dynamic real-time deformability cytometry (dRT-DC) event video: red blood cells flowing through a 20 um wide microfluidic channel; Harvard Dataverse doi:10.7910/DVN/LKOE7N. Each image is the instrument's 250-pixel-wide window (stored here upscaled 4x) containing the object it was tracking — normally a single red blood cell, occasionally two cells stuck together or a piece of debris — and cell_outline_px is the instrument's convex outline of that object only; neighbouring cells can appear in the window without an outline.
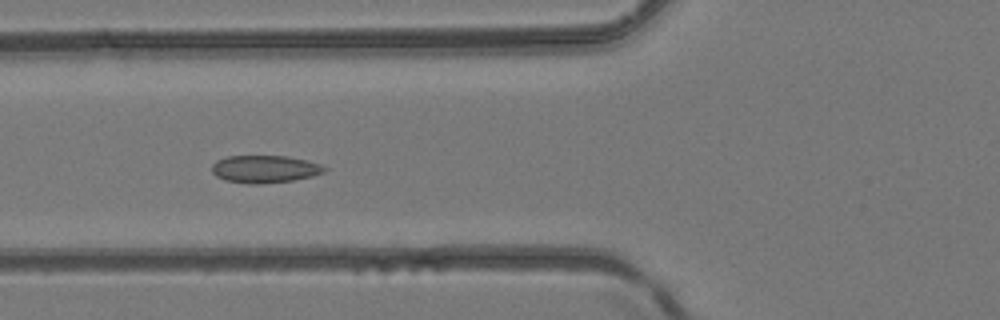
{"species": "common noctule bat (a hibernating species)", "species_latin": "Nyctalus noctula", "temperature_condition": "room temperature", "stored_images_in_passage": 5, "camera_frame_rate_fps": 3000, "um_per_image_px": 0.085, "animal": {"sex": "female", "body_mass_g": 24.6, "forearm_length_mm": 56.2}, "frame": {"image": 1, "passage_image": 4, "time_ms": 1.0, "image_size_px": [1000, 320], "cell_outline_px": [[328, 168], [324, 172], [312, 176], [292, 180], [260, 184], [248, 184], [224, 180], [216, 176], [212, 172], [212, 164], [216, 160], [228, 156], [288, 156], [308, 160], [320, 164]], "centroid_in_image_um": [22.5, 14.37], "position_along_channel_um": 103.3, "area_um2": 18.15}}
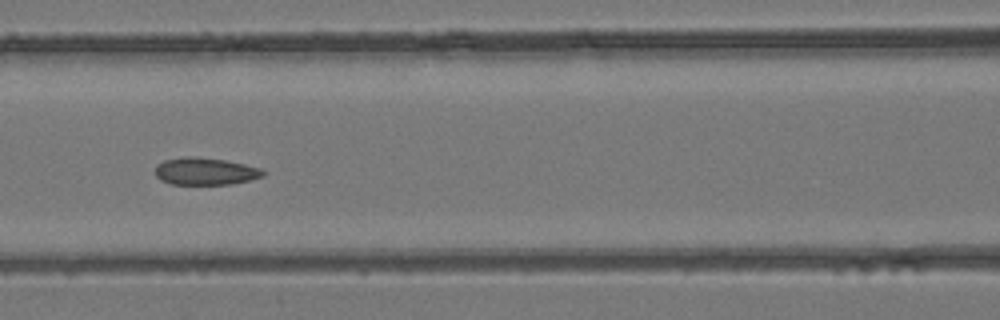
{"frame": {"image": 2, "passage_image": 5, "time_ms": 1.333, "image_size_px": [1000, 320], "cell_outline_px": [[264, 176], [232, 184], [172, 184], [160, 180], [156, 176], [156, 164], [164, 160], [184, 156], [196, 156], [224, 160], [244, 164], [260, 168], [264, 172]], "centroid_in_image_um": [17.41, 14.55], "position_along_channel_um": 149.2, "area_um2": 17.11}}